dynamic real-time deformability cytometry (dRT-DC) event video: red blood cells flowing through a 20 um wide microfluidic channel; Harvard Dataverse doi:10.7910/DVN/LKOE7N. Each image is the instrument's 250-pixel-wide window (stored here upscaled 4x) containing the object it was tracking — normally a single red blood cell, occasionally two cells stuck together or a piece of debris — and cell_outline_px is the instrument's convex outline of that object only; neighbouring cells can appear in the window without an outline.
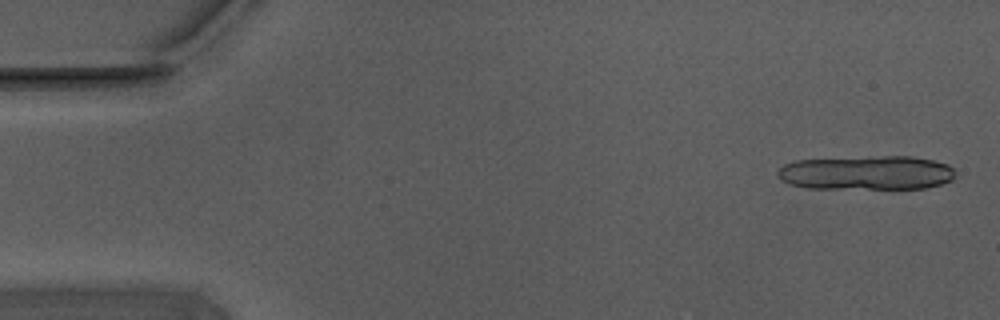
{"species": "Egyptian fruit bat (a non-hibernating species)", "species_latin": "Rousettus aegyptiacus", "temperature_condition": "warm", "stored_images_in_passage": 5, "camera_frame_rate_fps": 3000, "um_per_image_px": 0.085, "animal": {"sex": "male"}, "frame": {"image": 1, "passage_image": 2, "time_ms": 0.333, "image_size_px": [1000, 320], "cell_outline_px": [[956, 176], [952, 180], [940, 184], [924, 188], [808, 188], [788, 184], [776, 172], [784, 164], [796, 160], [868, 156], [912, 156], [932, 160], [948, 164], [952, 168]], "centroid_in_image_um": [73.67, 14.67], "position_along_channel_um": 11.3, "area_um2": 35.43}}